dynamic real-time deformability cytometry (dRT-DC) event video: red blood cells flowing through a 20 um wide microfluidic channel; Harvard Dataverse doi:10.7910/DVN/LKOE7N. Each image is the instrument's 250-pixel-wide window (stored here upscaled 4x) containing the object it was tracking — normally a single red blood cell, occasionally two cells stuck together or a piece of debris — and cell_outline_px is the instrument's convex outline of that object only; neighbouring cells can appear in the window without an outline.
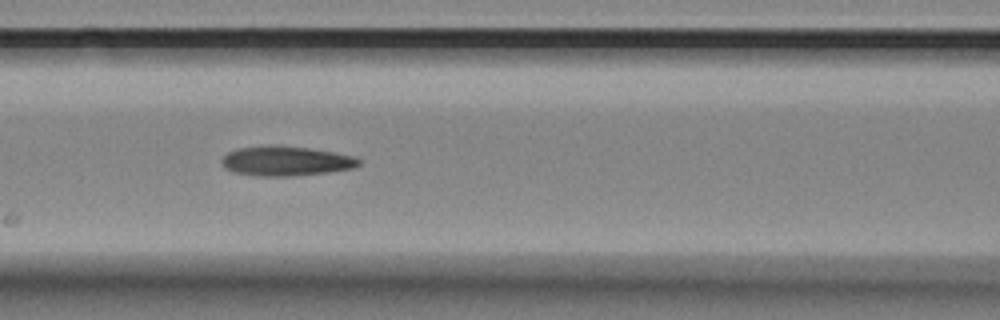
{"species": "Egyptian fruit bat (a non-hibernating species)", "species_latin": "Rousettus aegyptiacus", "temperature_condition": "room temperature", "stored_images_in_passage": 8, "camera_frame_rate_fps": 3000, "um_per_image_px": 0.085, "animal": {"sex": "female"}, "frame": {"image": 1, "passage_image": 5, "time_ms": 1.333, "image_size_px": [1000, 320], "cell_outline_px": [[360, 164], [352, 168], [328, 172], [288, 176], [260, 176], [236, 172], [224, 168], [220, 160], [228, 152], [236, 148], [268, 144], [276, 144], [308, 148], [356, 156], [360, 160]], "centroid_in_image_um": [24.27, 13.66], "position_along_channel_um": 142.3, "area_um2": 23.81}}